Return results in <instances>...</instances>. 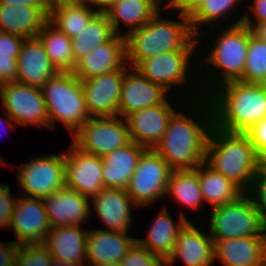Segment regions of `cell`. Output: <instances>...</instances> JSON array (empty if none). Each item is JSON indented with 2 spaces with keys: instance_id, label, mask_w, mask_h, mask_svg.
Instances as JSON below:
<instances>
[{
  "instance_id": "obj_9",
  "label": "cell",
  "mask_w": 266,
  "mask_h": 266,
  "mask_svg": "<svg viewBox=\"0 0 266 266\" xmlns=\"http://www.w3.org/2000/svg\"><path fill=\"white\" fill-rule=\"evenodd\" d=\"M17 194L29 198L50 196L65 187V153L43 154L15 167ZM23 192L21 194V191Z\"/></svg>"
},
{
  "instance_id": "obj_25",
  "label": "cell",
  "mask_w": 266,
  "mask_h": 266,
  "mask_svg": "<svg viewBox=\"0 0 266 266\" xmlns=\"http://www.w3.org/2000/svg\"><path fill=\"white\" fill-rule=\"evenodd\" d=\"M128 232L88 229L86 244V266L108 262H120L136 242Z\"/></svg>"
},
{
  "instance_id": "obj_45",
  "label": "cell",
  "mask_w": 266,
  "mask_h": 266,
  "mask_svg": "<svg viewBox=\"0 0 266 266\" xmlns=\"http://www.w3.org/2000/svg\"><path fill=\"white\" fill-rule=\"evenodd\" d=\"M19 245L14 241H1L0 243V266H14L16 255L19 251Z\"/></svg>"
},
{
  "instance_id": "obj_5",
  "label": "cell",
  "mask_w": 266,
  "mask_h": 266,
  "mask_svg": "<svg viewBox=\"0 0 266 266\" xmlns=\"http://www.w3.org/2000/svg\"><path fill=\"white\" fill-rule=\"evenodd\" d=\"M205 163L248 193L264 161L256 154L245 133H233L212 126Z\"/></svg>"
},
{
  "instance_id": "obj_21",
  "label": "cell",
  "mask_w": 266,
  "mask_h": 266,
  "mask_svg": "<svg viewBox=\"0 0 266 266\" xmlns=\"http://www.w3.org/2000/svg\"><path fill=\"white\" fill-rule=\"evenodd\" d=\"M213 245L209 232L204 233L188 221L177 236L173 253L165 262L166 266H173L180 259L185 266H213Z\"/></svg>"
},
{
  "instance_id": "obj_27",
  "label": "cell",
  "mask_w": 266,
  "mask_h": 266,
  "mask_svg": "<svg viewBox=\"0 0 266 266\" xmlns=\"http://www.w3.org/2000/svg\"><path fill=\"white\" fill-rule=\"evenodd\" d=\"M88 229L77 225L51 228L43 244L52 257L86 266Z\"/></svg>"
},
{
  "instance_id": "obj_18",
  "label": "cell",
  "mask_w": 266,
  "mask_h": 266,
  "mask_svg": "<svg viewBox=\"0 0 266 266\" xmlns=\"http://www.w3.org/2000/svg\"><path fill=\"white\" fill-rule=\"evenodd\" d=\"M126 67L125 37L115 34L109 41L80 58L72 72L82 81Z\"/></svg>"
},
{
  "instance_id": "obj_13",
  "label": "cell",
  "mask_w": 266,
  "mask_h": 266,
  "mask_svg": "<svg viewBox=\"0 0 266 266\" xmlns=\"http://www.w3.org/2000/svg\"><path fill=\"white\" fill-rule=\"evenodd\" d=\"M65 151V185L91 199L102 189V157L86 153L72 142Z\"/></svg>"
},
{
  "instance_id": "obj_34",
  "label": "cell",
  "mask_w": 266,
  "mask_h": 266,
  "mask_svg": "<svg viewBox=\"0 0 266 266\" xmlns=\"http://www.w3.org/2000/svg\"><path fill=\"white\" fill-rule=\"evenodd\" d=\"M86 3L59 5L49 11L48 20L69 38L79 34L98 14Z\"/></svg>"
},
{
  "instance_id": "obj_53",
  "label": "cell",
  "mask_w": 266,
  "mask_h": 266,
  "mask_svg": "<svg viewBox=\"0 0 266 266\" xmlns=\"http://www.w3.org/2000/svg\"><path fill=\"white\" fill-rule=\"evenodd\" d=\"M164 7H170L176 0H158ZM166 1V2H165Z\"/></svg>"
},
{
  "instance_id": "obj_17",
  "label": "cell",
  "mask_w": 266,
  "mask_h": 266,
  "mask_svg": "<svg viewBox=\"0 0 266 266\" xmlns=\"http://www.w3.org/2000/svg\"><path fill=\"white\" fill-rule=\"evenodd\" d=\"M161 86L142 76L135 68H125L117 116L126 118L131 113L162 104L170 95Z\"/></svg>"
},
{
  "instance_id": "obj_16",
  "label": "cell",
  "mask_w": 266,
  "mask_h": 266,
  "mask_svg": "<svg viewBox=\"0 0 266 266\" xmlns=\"http://www.w3.org/2000/svg\"><path fill=\"white\" fill-rule=\"evenodd\" d=\"M9 229L19 246L43 243L51 229L43 199L18 195Z\"/></svg>"
},
{
  "instance_id": "obj_41",
  "label": "cell",
  "mask_w": 266,
  "mask_h": 266,
  "mask_svg": "<svg viewBox=\"0 0 266 266\" xmlns=\"http://www.w3.org/2000/svg\"><path fill=\"white\" fill-rule=\"evenodd\" d=\"M245 134L253 145L256 154L266 160V117L248 129Z\"/></svg>"
},
{
  "instance_id": "obj_36",
  "label": "cell",
  "mask_w": 266,
  "mask_h": 266,
  "mask_svg": "<svg viewBox=\"0 0 266 266\" xmlns=\"http://www.w3.org/2000/svg\"><path fill=\"white\" fill-rule=\"evenodd\" d=\"M244 83L266 84V42L250 29L249 46L242 79Z\"/></svg>"
},
{
  "instance_id": "obj_37",
  "label": "cell",
  "mask_w": 266,
  "mask_h": 266,
  "mask_svg": "<svg viewBox=\"0 0 266 266\" xmlns=\"http://www.w3.org/2000/svg\"><path fill=\"white\" fill-rule=\"evenodd\" d=\"M52 256L43 244H24L19 247L14 266H50Z\"/></svg>"
},
{
  "instance_id": "obj_10",
  "label": "cell",
  "mask_w": 266,
  "mask_h": 266,
  "mask_svg": "<svg viewBox=\"0 0 266 266\" xmlns=\"http://www.w3.org/2000/svg\"><path fill=\"white\" fill-rule=\"evenodd\" d=\"M172 171L154 149L142 153L126 190L137 208L149 207L165 198Z\"/></svg>"
},
{
  "instance_id": "obj_22",
  "label": "cell",
  "mask_w": 266,
  "mask_h": 266,
  "mask_svg": "<svg viewBox=\"0 0 266 266\" xmlns=\"http://www.w3.org/2000/svg\"><path fill=\"white\" fill-rule=\"evenodd\" d=\"M214 262L222 266H266V236L213 240Z\"/></svg>"
},
{
  "instance_id": "obj_46",
  "label": "cell",
  "mask_w": 266,
  "mask_h": 266,
  "mask_svg": "<svg viewBox=\"0 0 266 266\" xmlns=\"http://www.w3.org/2000/svg\"><path fill=\"white\" fill-rule=\"evenodd\" d=\"M205 0H176L170 7V13L178 11L186 16H191Z\"/></svg>"
},
{
  "instance_id": "obj_1",
  "label": "cell",
  "mask_w": 266,
  "mask_h": 266,
  "mask_svg": "<svg viewBox=\"0 0 266 266\" xmlns=\"http://www.w3.org/2000/svg\"><path fill=\"white\" fill-rule=\"evenodd\" d=\"M182 102L184 109L178 108L172 115L164 136L154 149L173 171L193 170L205 162L206 144L214 125L208 97Z\"/></svg>"
},
{
  "instance_id": "obj_14",
  "label": "cell",
  "mask_w": 266,
  "mask_h": 266,
  "mask_svg": "<svg viewBox=\"0 0 266 266\" xmlns=\"http://www.w3.org/2000/svg\"><path fill=\"white\" fill-rule=\"evenodd\" d=\"M170 99H172L171 96L162 104L149 106L125 118L131 141L145 149H155L164 136L170 118L177 108H180V105L177 106V101L169 102Z\"/></svg>"
},
{
  "instance_id": "obj_7",
  "label": "cell",
  "mask_w": 266,
  "mask_h": 266,
  "mask_svg": "<svg viewBox=\"0 0 266 266\" xmlns=\"http://www.w3.org/2000/svg\"><path fill=\"white\" fill-rule=\"evenodd\" d=\"M41 89L50 129H54L56 122H60L73 136L89 120L81 80L73 72H58Z\"/></svg>"
},
{
  "instance_id": "obj_44",
  "label": "cell",
  "mask_w": 266,
  "mask_h": 266,
  "mask_svg": "<svg viewBox=\"0 0 266 266\" xmlns=\"http://www.w3.org/2000/svg\"><path fill=\"white\" fill-rule=\"evenodd\" d=\"M12 82H17V59L0 56V85Z\"/></svg>"
},
{
  "instance_id": "obj_24",
  "label": "cell",
  "mask_w": 266,
  "mask_h": 266,
  "mask_svg": "<svg viewBox=\"0 0 266 266\" xmlns=\"http://www.w3.org/2000/svg\"><path fill=\"white\" fill-rule=\"evenodd\" d=\"M57 73L38 36L26 38L17 58V82L42 88Z\"/></svg>"
},
{
  "instance_id": "obj_35",
  "label": "cell",
  "mask_w": 266,
  "mask_h": 266,
  "mask_svg": "<svg viewBox=\"0 0 266 266\" xmlns=\"http://www.w3.org/2000/svg\"><path fill=\"white\" fill-rule=\"evenodd\" d=\"M115 35L105 13H98L79 34L71 39L75 62Z\"/></svg>"
},
{
  "instance_id": "obj_51",
  "label": "cell",
  "mask_w": 266,
  "mask_h": 266,
  "mask_svg": "<svg viewBox=\"0 0 266 266\" xmlns=\"http://www.w3.org/2000/svg\"><path fill=\"white\" fill-rule=\"evenodd\" d=\"M5 113V119L4 118H1V116H0V123L2 122V119H4L3 121V123L5 124V127H6V125H7V127H9V128H15L16 126H18L12 119H11V117L6 113V112H4ZM2 124V123H1ZM0 124V125H1ZM1 128V127H0ZM2 130H3V128H2ZM0 162L3 164V166H11L12 167V165L11 164H8V163H6L5 161H3V159H2V156H0Z\"/></svg>"
},
{
  "instance_id": "obj_50",
  "label": "cell",
  "mask_w": 266,
  "mask_h": 266,
  "mask_svg": "<svg viewBox=\"0 0 266 266\" xmlns=\"http://www.w3.org/2000/svg\"><path fill=\"white\" fill-rule=\"evenodd\" d=\"M84 0H47L49 9L58 7L59 5H72V4H82Z\"/></svg>"
},
{
  "instance_id": "obj_42",
  "label": "cell",
  "mask_w": 266,
  "mask_h": 266,
  "mask_svg": "<svg viewBox=\"0 0 266 266\" xmlns=\"http://www.w3.org/2000/svg\"><path fill=\"white\" fill-rule=\"evenodd\" d=\"M250 2L249 0V4L245 2V5L248 6H244V8L248 7L249 9H244L242 23L252 29L256 24L266 22V0H250Z\"/></svg>"
},
{
  "instance_id": "obj_23",
  "label": "cell",
  "mask_w": 266,
  "mask_h": 266,
  "mask_svg": "<svg viewBox=\"0 0 266 266\" xmlns=\"http://www.w3.org/2000/svg\"><path fill=\"white\" fill-rule=\"evenodd\" d=\"M157 214L145 233L146 238H136V241L166 262L173 253L179 232L191 219L181 210L177 222L174 221L166 204Z\"/></svg>"
},
{
  "instance_id": "obj_47",
  "label": "cell",
  "mask_w": 266,
  "mask_h": 266,
  "mask_svg": "<svg viewBox=\"0 0 266 266\" xmlns=\"http://www.w3.org/2000/svg\"><path fill=\"white\" fill-rule=\"evenodd\" d=\"M0 4L3 5H28L32 7L38 8L47 18L49 17V7L47 4V0H0Z\"/></svg>"
},
{
  "instance_id": "obj_49",
  "label": "cell",
  "mask_w": 266,
  "mask_h": 266,
  "mask_svg": "<svg viewBox=\"0 0 266 266\" xmlns=\"http://www.w3.org/2000/svg\"><path fill=\"white\" fill-rule=\"evenodd\" d=\"M252 34L258 39L266 42V22L256 24L252 29Z\"/></svg>"
},
{
  "instance_id": "obj_26",
  "label": "cell",
  "mask_w": 266,
  "mask_h": 266,
  "mask_svg": "<svg viewBox=\"0 0 266 266\" xmlns=\"http://www.w3.org/2000/svg\"><path fill=\"white\" fill-rule=\"evenodd\" d=\"M163 5L158 0H115L105 11L116 35L126 36L128 33L143 27L160 10ZM129 28L122 32L120 26Z\"/></svg>"
},
{
  "instance_id": "obj_15",
  "label": "cell",
  "mask_w": 266,
  "mask_h": 266,
  "mask_svg": "<svg viewBox=\"0 0 266 266\" xmlns=\"http://www.w3.org/2000/svg\"><path fill=\"white\" fill-rule=\"evenodd\" d=\"M124 75L119 69L81 81L90 118L117 116Z\"/></svg>"
},
{
  "instance_id": "obj_4",
  "label": "cell",
  "mask_w": 266,
  "mask_h": 266,
  "mask_svg": "<svg viewBox=\"0 0 266 266\" xmlns=\"http://www.w3.org/2000/svg\"><path fill=\"white\" fill-rule=\"evenodd\" d=\"M214 126L233 133H245L266 117V84L230 81L208 96Z\"/></svg>"
},
{
  "instance_id": "obj_8",
  "label": "cell",
  "mask_w": 266,
  "mask_h": 266,
  "mask_svg": "<svg viewBox=\"0 0 266 266\" xmlns=\"http://www.w3.org/2000/svg\"><path fill=\"white\" fill-rule=\"evenodd\" d=\"M208 215L210 219L207 230L213 240L266 236V223L248 193L212 208Z\"/></svg>"
},
{
  "instance_id": "obj_11",
  "label": "cell",
  "mask_w": 266,
  "mask_h": 266,
  "mask_svg": "<svg viewBox=\"0 0 266 266\" xmlns=\"http://www.w3.org/2000/svg\"><path fill=\"white\" fill-rule=\"evenodd\" d=\"M4 112L18 125L50 128L49 115L41 88L19 82L0 85Z\"/></svg>"
},
{
  "instance_id": "obj_31",
  "label": "cell",
  "mask_w": 266,
  "mask_h": 266,
  "mask_svg": "<svg viewBox=\"0 0 266 266\" xmlns=\"http://www.w3.org/2000/svg\"><path fill=\"white\" fill-rule=\"evenodd\" d=\"M205 206L215 208L232 202L244 192L222 174L214 171L205 162L196 168ZM210 205V206H209Z\"/></svg>"
},
{
  "instance_id": "obj_28",
  "label": "cell",
  "mask_w": 266,
  "mask_h": 266,
  "mask_svg": "<svg viewBox=\"0 0 266 266\" xmlns=\"http://www.w3.org/2000/svg\"><path fill=\"white\" fill-rule=\"evenodd\" d=\"M145 150L144 147L131 141L126 146L102 157L104 188L127 190L139 158Z\"/></svg>"
},
{
  "instance_id": "obj_20",
  "label": "cell",
  "mask_w": 266,
  "mask_h": 266,
  "mask_svg": "<svg viewBox=\"0 0 266 266\" xmlns=\"http://www.w3.org/2000/svg\"><path fill=\"white\" fill-rule=\"evenodd\" d=\"M43 202L51 228L69 225L82 226L93 216L90 199L66 186L44 197Z\"/></svg>"
},
{
  "instance_id": "obj_6",
  "label": "cell",
  "mask_w": 266,
  "mask_h": 266,
  "mask_svg": "<svg viewBox=\"0 0 266 266\" xmlns=\"http://www.w3.org/2000/svg\"><path fill=\"white\" fill-rule=\"evenodd\" d=\"M197 55H199L198 50L169 51L141 61L135 67V69L142 76L146 77L148 80L161 86L164 90H166L169 93L168 95L172 96V93L176 95L177 90L179 91L182 90V93H184L183 91L186 90L187 92V89L189 88L190 90L188 89L187 95H189V93L191 94L188 97H186L188 98L186 100L187 101L197 100L205 97L203 91L201 90V86L198 85L200 84V82L198 79L199 77H197L199 76V73H197L199 71L196 69L197 66H199L198 64L199 57ZM196 59L197 63L195 62ZM192 62L196 63L197 65ZM185 86L187 89H184ZM170 90L174 91L171 93ZM193 92L194 94H192Z\"/></svg>"
},
{
  "instance_id": "obj_43",
  "label": "cell",
  "mask_w": 266,
  "mask_h": 266,
  "mask_svg": "<svg viewBox=\"0 0 266 266\" xmlns=\"http://www.w3.org/2000/svg\"><path fill=\"white\" fill-rule=\"evenodd\" d=\"M25 38L0 31V56H13L18 58Z\"/></svg>"
},
{
  "instance_id": "obj_19",
  "label": "cell",
  "mask_w": 266,
  "mask_h": 266,
  "mask_svg": "<svg viewBox=\"0 0 266 266\" xmlns=\"http://www.w3.org/2000/svg\"><path fill=\"white\" fill-rule=\"evenodd\" d=\"M131 206L137 207L127 191L122 189L103 188L90 199L91 213L94 208L104 223V230L108 231L128 232L131 229L134 221Z\"/></svg>"
},
{
  "instance_id": "obj_54",
  "label": "cell",
  "mask_w": 266,
  "mask_h": 266,
  "mask_svg": "<svg viewBox=\"0 0 266 266\" xmlns=\"http://www.w3.org/2000/svg\"><path fill=\"white\" fill-rule=\"evenodd\" d=\"M96 266H122L121 262H108V263H104V264H99Z\"/></svg>"
},
{
  "instance_id": "obj_38",
  "label": "cell",
  "mask_w": 266,
  "mask_h": 266,
  "mask_svg": "<svg viewBox=\"0 0 266 266\" xmlns=\"http://www.w3.org/2000/svg\"><path fill=\"white\" fill-rule=\"evenodd\" d=\"M120 262L122 266H166L164 260L141 246L137 241Z\"/></svg>"
},
{
  "instance_id": "obj_33",
  "label": "cell",
  "mask_w": 266,
  "mask_h": 266,
  "mask_svg": "<svg viewBox=\"0 0 266 266\" xmlns=\"http://www.w3.org/2000/svg\"><path fill=\"white\" fill-rule=\"evenodd\" d=\"M38 38L43 43L52 65L58 72H72L74 70L76 62L72 52L71 38L49 20L38 32Z\"/></svg>"
},
{
  "instance_id": "obj_52",
  "label": "cell",
  "mask_w": 266,
  "mask_h": 266,
  "mask_svg": "<svg viewBox=\"0 0 266 266\" xmlns=\"http://www.w3.org/2000/svg\"><path fill=\"white\" fill-rule=\"evenodd\" d=\"M50 266H81V265H77V264L69 262V261L66 262V261L52 257L51 262H50Z\"/></svg>"
},
{
  "instance_id": "obj_30",
  "label": "cell",
  "mask_w": 266,
  "mask_h": 266,
  "mask_svg": "<svg viewBox=\"0 0 266 266\" xmlns=\"http://www.w3.org/2000/svg\"><path fill=\"white\" fill-rule=\"evenodd\" d=\"M48 18L36 7L0 4V31L23 38L37 37Z\"/></svg>"
},
{
  "instance_id": "obj_39",
  "label": "cell",
  "mask_w": 266,
  "mask_h": 266,
  "mask_svg": "<svg viewBox=\"0 0 266 266\" xmlns=\"http://www.w3.org/2000/svg\"><path fill=\"white\" fill-rule=\"evenodd\" d=\"M254 206L261 212L266 223V165L263 164L253 179L252 186L248 192Z\"/></svg>"
},
{
  "instance_id": "obj_29",
  "label": "cell",
  "mask_w": 266,
  "mask_h": 266,
  "mask_svg": "<svg viewBox=\"0 0 266 266\" xmlns=\"http://www.w3.org/2000/svg\"><path fill=\"white\" fill-rule=\"evenodd\" d=\"M242 2L243 0H205L199 6V8L189 17L193 33L197 36L198 39H200V37L203 35H204V38H206L205 36L208 35L207 33L208 30L209 32L215 31L214 29L217 28L219 24H220L219 26H222L223 20H224L225 26H233V25L242 23L243 18H244V13L240 14L241 16H238L239 14H234V13H238L237 11H240L239 9L237 10V8L239 6L242 8L241 6ZM234 15H237V18L234 20H231L233 19L232 16ZM228 19L231 21H229ZM226 20L227 22H225ZM228 21L231 24L228 23ZM212 25L214 26V29L213 27H211Z\"/></svg>"
},
{
  "instance_id": "obj_48",
  "label": "cell",
  "mask_w": 266,
  "mask_h": 266,
  "mask_svg": "<svg viewBox=\"0 0 266 266\" xmlns=\"http://www.w3.org/2000/svg\"><path fill=\"white\" fill-rule=\"evenodd\" d=\"M114 1L115 0H84V3L99 13H105Z\"/></svg>"
},
{
  "instance_id": "obj_12",
  "label": "cell",
  "mask_w": 266,
  "mask_h": 266,
  "mask_svg": "<svg viewBox=\"0 0 266 266\" xmlns=\"http://www.w3.org/2000/svg\"><path fill=\"white\" fill-rule=\"evenodd\" d=\"M80 150L104 157L131 142L128 125L120 116L89 118L72 136Z\"/></svg>"
},
{
  "instance_id": "obj_2",
  "label": "cell",
  "mask_w": 266,
  "mask_h": 266,
  "mask_svg": "<svg viewBox=\"0 0 266 266\" xmlns=\"http://www.w3.org/2000/svg\"><path fill=\"white\" fill-rule=\"evenodd\" d=\"M219 28L221 29L222 27L218 26L215 31L217 34H214V32L209 33L207 38H211L204 42L206 45L201 39H198L200 48L199 53L204 50V48L207 50L206 52L202 51V54L200 53V60H198V62L203 60V63H198L200 65L197 68L198 70L200 68L199 71L202 72H199L198 77L200 82L199 85L201 86V90L205 97L218 86L223 85L226 82L240 81L243 76L247 58L250 28L243 23L233 26H225L223 24V30H220ZM212 37H215L216 39L214 38L213 40ZM201 43H203L202 46ZM203 52H205V55L207 56H205Z\"/></svg>"
},
{
  "instance_id": "obj_3",
  "label": "cell",
  "mask_w": 266,
  "mask_h": 266,
  "mask_svg": "<svg viewBox=\"0 0 266 266\" xmlns=\"http://www.w3.org/2000/svg\"><path fill=\"white\" fill-rule=\"evenodd\" d=\"M163 7L147 24L125 36L126 63L135 68L141 61L169 51L198 50V38L193 33L189 16L175 11L167 19ZM161 12V13H160ZM178 17H177V16Z\"/></svg>"
},
{
  "instance_id": "obj_32",
  "label": "cell",
  "mask_w": 266,
  "mask_h": 266,
  "mask_svg": "<svg viewBox=\"0 0 266 266\" xmlns=\"http://www.w3.org/2000/svg\"><path fill=\"white\" fill-rule=\"evenodd\" d=\"M182 207L183 210H197L205 205L199 182V173L193 170H174L167 185L166 198ZM185 207V208H184Z\"/></svg>"
},
{
  "instance_id": "obj_40",
  "label": "cell",
  "mask_w": 266,
  "mask_h": 266,
  "mask_svg": "<svg viewBox=\"0 0 266 266\" xmlns=\"http://www.w3.org/2000/svg\"><path fill=\"white\" fill-rule=\"evenodd\" d=\"M13 195L10 186L0 183V229L9 228L18 196Z\"/></svg>"
}]
</instances>
